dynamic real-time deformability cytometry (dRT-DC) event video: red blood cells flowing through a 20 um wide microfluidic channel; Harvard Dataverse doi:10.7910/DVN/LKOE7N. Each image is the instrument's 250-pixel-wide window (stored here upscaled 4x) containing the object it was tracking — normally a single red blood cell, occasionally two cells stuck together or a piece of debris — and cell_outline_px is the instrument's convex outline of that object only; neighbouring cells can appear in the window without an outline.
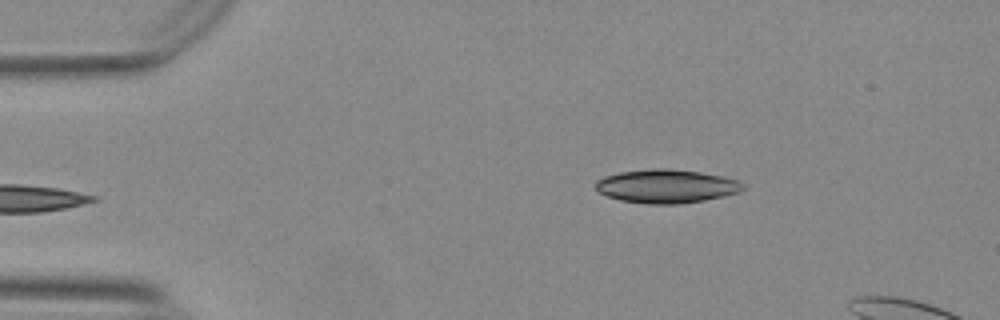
{"species": "Egyptian fruit bat (a non-hibernating species)", "species_latin": "Rousettus aegyptiacus", "temperature_condition": "warm", "stored_images_in_passage": 7, "camera_frame_rate_fps": 3000, "um_per_image_px": 0.085, "animal": {"sex": "female"}, "frame": {"image": 1, "passage_image": 1, "time_ms": 0.0, "image_size_px": [1000, 320], "cell_outline_px": [[748, 184], [740, 192], [724, 196], [704, 200], [680, 204], [648, 204], [620, 200], [608, 196], [600, 192], [596, 188], [596, 180], [604, 176], [620, 172], [652, 168], [668, 168], [700, 172], [724, 176], [740, 180]], "centroid_in_image_um": [56.71, 15.82], "position_along_channel_um": 28.3, "area_um2": 29.13}}